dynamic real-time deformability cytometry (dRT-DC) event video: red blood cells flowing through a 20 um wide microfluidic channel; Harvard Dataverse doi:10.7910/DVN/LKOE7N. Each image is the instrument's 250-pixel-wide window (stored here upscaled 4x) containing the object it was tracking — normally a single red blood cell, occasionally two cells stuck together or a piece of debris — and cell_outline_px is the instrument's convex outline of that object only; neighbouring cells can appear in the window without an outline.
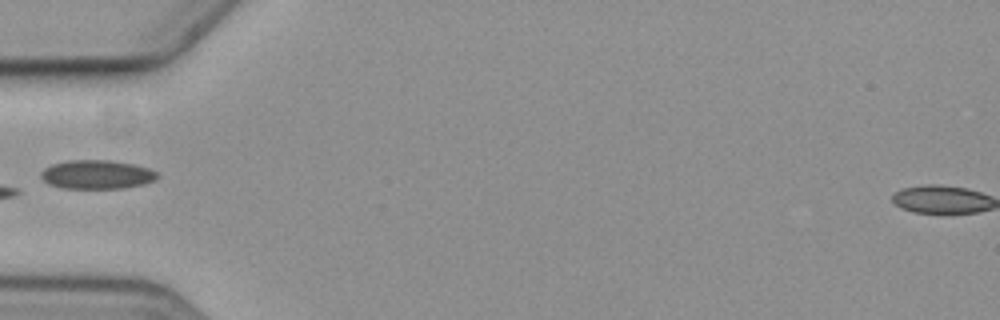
{"species": "common noctule bat (a hibernating species)", "species_latin": "Nyctalus noctula", "temperature_condition": "cold", "stored_images_in_passage": 7, "camera_frame_rate_fps": 3000, "um_per_image_px": 0.085, "animal": {"sex": "female", "body_mass_g": 19.3, "forearm_length_mm": 54.1}, "frame": {"image": 1, "passage_image": 7, "time_ms": 7.0, "image_size_px": [1000, 320], "cell_outline_px": [[160, 176], [156, 180], [144, 184], [124, 188], [60, 188], [48, 184], [40, 176], [40, 172], [44, 168], [52, 164], [68, 160], [108, 160], [132, 164], [148, 168], [156, 172]], "centroid_in_image_um": [8.22, 14.84], "position_along_channel_um": 76.8, "area_um2": 19.65}}